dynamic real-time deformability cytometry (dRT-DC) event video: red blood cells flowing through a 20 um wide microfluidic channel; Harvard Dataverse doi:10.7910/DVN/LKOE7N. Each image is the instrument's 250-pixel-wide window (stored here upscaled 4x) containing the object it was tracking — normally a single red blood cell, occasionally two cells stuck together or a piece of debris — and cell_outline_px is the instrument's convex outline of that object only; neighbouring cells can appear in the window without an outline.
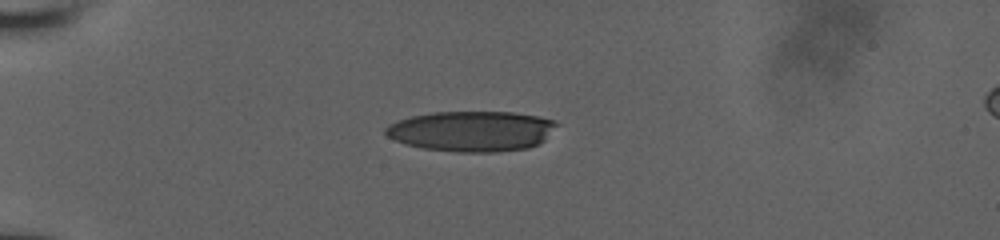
{"species": "human", "species_latin": "Homo sapiens", "temperature_condition": "room temperature", "stored_images_in_passage": 3, "camera_frame_rate_fps": 3000, "um_per_image_px": 0.085, "donor": {"sex": "male"}, "frame": {"image": 1, "passage_image": 1, "time_ms": 0.0, "image_size_px": [1000, 240], "cell_outline_px": [[560, 124], [540, 144], [528, 148], [496, 152], [456, 152], [424, 148], [404, 144], [388, 136], [384, 132], [384, 128], [388, 124], [396, 120], [412, 116], [432, 112], [512, 112], [540, 116], [556, 120]], "centroid_in_image_um": [40.12, 11.14], "position_along_channel_um": 44.9, "area_um2": 40.69}}
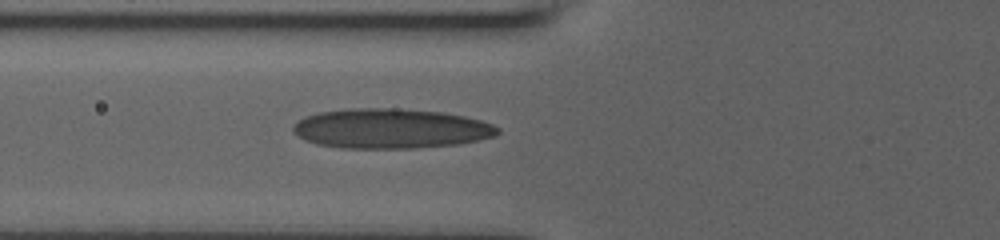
{"frame": {"image": 2, "passage_image": 3, "time_ms": 2.333, "image_size_px": [1000, 240], "cell_outline_px": [[500, 132], [496, 136], [480, 140], [456, 144], [416, 148], [340, 148], [316, 144], [304, 140], [292, 132], [292, 124], [304, 116], [320, 112], [352, 108], [396, 108], [444, 112], [464, 116], [480, 120], [492, 124], [500, 128]], "centroid_in_image_um": [33.19, 10.93], "position_along_channel_um": 92.6, "area_um2": 47.86}}